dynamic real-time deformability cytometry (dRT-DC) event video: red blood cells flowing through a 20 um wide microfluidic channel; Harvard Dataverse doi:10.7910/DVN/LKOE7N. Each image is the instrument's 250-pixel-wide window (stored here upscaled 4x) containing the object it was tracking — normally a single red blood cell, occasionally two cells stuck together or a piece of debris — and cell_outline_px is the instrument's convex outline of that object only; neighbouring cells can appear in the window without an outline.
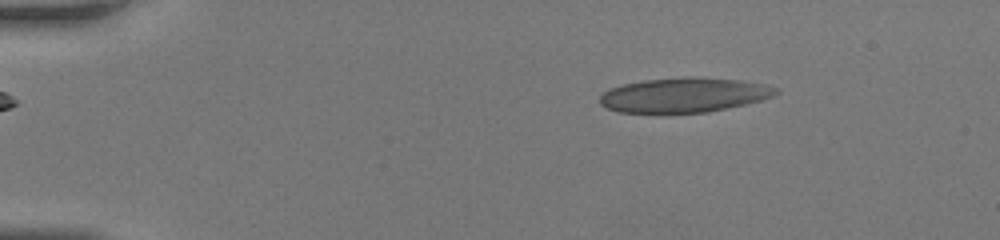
{"species": "human", "species_latin": "Homo sapiens", "temperature_condition": "room temperature", "stored_images_in_passage": 42, "camera_frame_rate_fps": 3000, "um_per_image_px": 0.085, "donor": {"sex": "female"}, "frame": {"image": 1, "passage_image": 4, "time_ms": 1.0, "image_size_px": [1000, 240], "cell_outline_px": [[780, 92], [776, 96], [764, 100], [708, 112], [616, 112], [600, 104], [600, 96], [608, 88], [624, 84], [644, 80], [740, 80], [764, 84], [780, 88]], "centroid_in_image_um": [58.18, 8.12], "position_along_channel_um": 26.8, "area_um2": 34.28}}
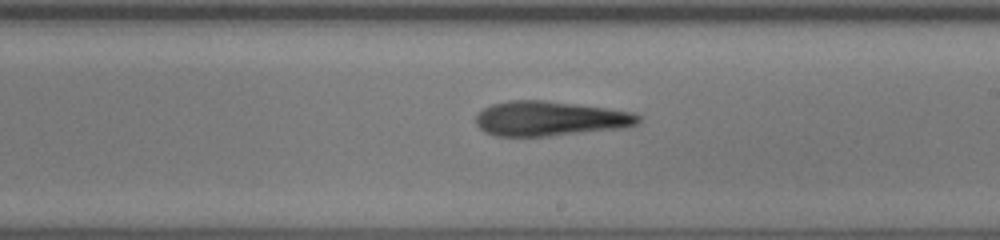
{"frame": {"image": 2, "passage_image": 24, "time_ms": 7.667, "image_size_px": [1000, 240], "cell_outline_px": [[640, 120], [636, 124], [624, 128], [548, 136], [496, 136], [484, 132], [476, 124], [476, 116], [484, 108], [492, 104], [508, 100], [544, 100], [604, 108], [632, 112], [640, 116]], "centroid_in_image_um": [46.72, 10.08], "position_along_channel_um": 242.3, "area_um2": 32.71}}
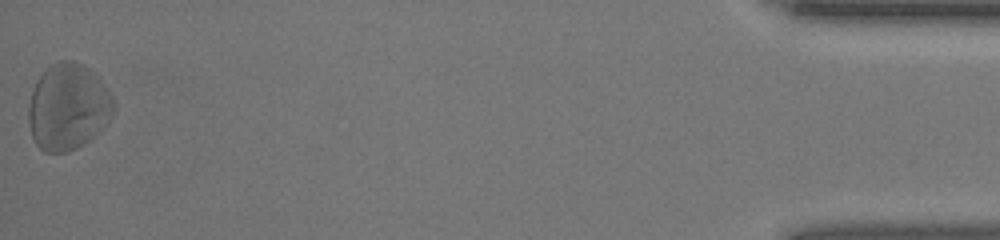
{"frame": {"image": 3, "passage_image": 42, "time_ms": 13.667, "image_size_px": [1000, 240], "cell_outline_px": [[116, 108], [112, 116], [100, 132], [84, 144], [68, 152], [44, 152], [36, 144], [32, 136], [28, 120], [28, 104], [36, 80], [44, 68], [60, 60], [76, 60], [84, 64], [100, 80], [112, 96], [116, 104]], "centroid_in_image_um": [5.78, 9.08], "position_along_channel_um": 429.4, "area_um2": 43.35}}